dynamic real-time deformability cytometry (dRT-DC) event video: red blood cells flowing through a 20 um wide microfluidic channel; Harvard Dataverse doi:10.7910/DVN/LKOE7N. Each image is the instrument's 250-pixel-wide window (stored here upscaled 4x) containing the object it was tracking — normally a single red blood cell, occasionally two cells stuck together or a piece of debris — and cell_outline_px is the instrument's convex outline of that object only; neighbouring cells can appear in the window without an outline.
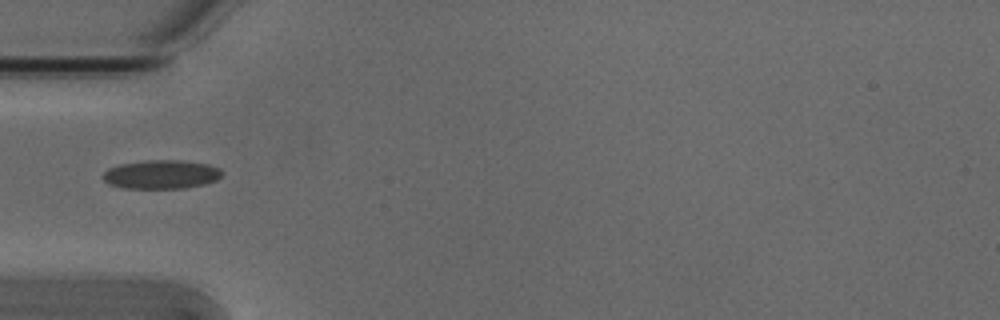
{"species": "Egyptian fruit bat (a non-hibernating species)", "species_latin": "Rousettus aegyptiacus", "temperature_condition": "cold", "stored_images_in_passage": 4, "camera_frame_rate_fps": 3000, "um_per_image_px": 0.085, "animal": {"sex": "male"}, "frame": {"image": 1, "passage_image": 4, "time_ms": 1.0, "image_size_px": [1000, 320], "cell_outline_px": [[224, 172], [216, 180], [204, 184], [184, 188], [124, 188], [108, 184], [100, 176], [108, 168], [120, 164], [148, 160], [184, 160], [208, 164], [220, 168]], "centroid_in_image_um": [13.7, 14.82], "position_along_channel_um": 71.3, "area_um2": 20.11}}